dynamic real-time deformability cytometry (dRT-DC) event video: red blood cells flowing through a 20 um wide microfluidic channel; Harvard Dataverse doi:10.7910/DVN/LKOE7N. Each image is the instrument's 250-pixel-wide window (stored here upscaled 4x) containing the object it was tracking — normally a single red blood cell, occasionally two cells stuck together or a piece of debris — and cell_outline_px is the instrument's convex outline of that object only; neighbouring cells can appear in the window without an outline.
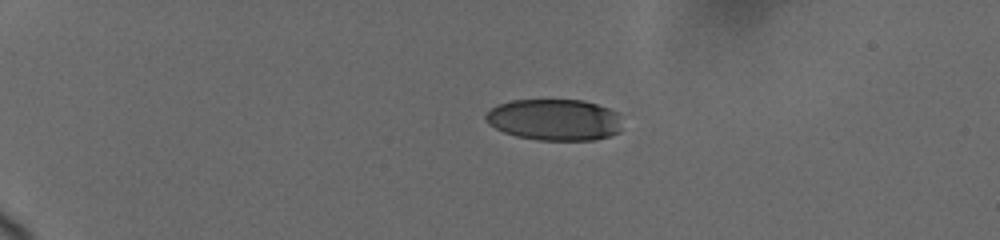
{"species": "human", "species_latin": "Homo sapiens", "temperature_condition": "cold", "stored_images_in_passage": 10, "camera_frame_rate_fps": 3000, "um_per_image_px": 0.085, "donor": {"sex": "female"}, "frame": {"image": 1, "passage_image": 1, "time_ms": 0.0, "image_size_px": [1000, 240], "cell_outline_px": [[620, 132], [596, 140], [536, 140], [516, 136], [504, 132], [488, 124], [484, 116], [492, 108], [500, 104], [512, 100], [584, 100], [608, 108], [616, 112]], "centroid_in_image_um": [47.1, 10.18], "position_along_channel_um": 37.9, "area_um2": 32.71}}